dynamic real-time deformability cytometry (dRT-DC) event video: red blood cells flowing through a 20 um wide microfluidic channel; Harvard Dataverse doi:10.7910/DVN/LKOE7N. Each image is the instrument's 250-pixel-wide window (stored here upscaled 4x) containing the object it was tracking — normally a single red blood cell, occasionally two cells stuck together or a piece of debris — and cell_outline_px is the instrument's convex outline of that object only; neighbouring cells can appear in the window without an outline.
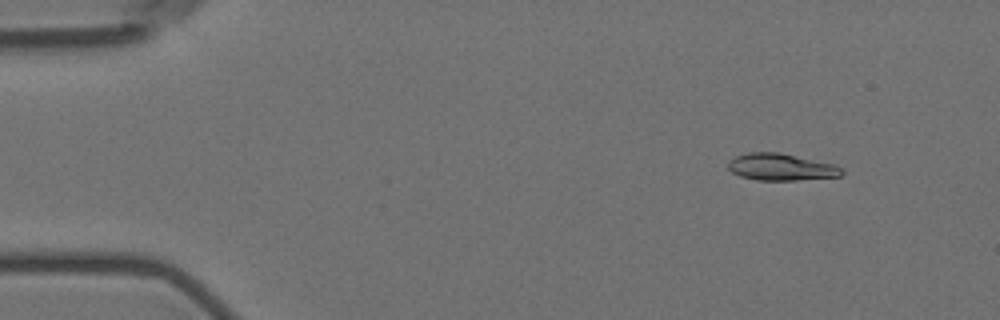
{"species": "Egyptian fruit bat (a non-hibernating species)", "species_latin": "Rousettus aegyptiacus", "temperature_condition": "room temperature", "stored_images_in_passage": 5, "camera_frame_rate_fps": 3000, "um_per_image_px": 0.085, "animal": {"sex": "female"}, "frame": {"image": 1, "passage_image": 1, "time_ms": 0.0, "image_size_px": [1000, 320], "cell_outline_px": [[844, 172], [840, 176], [796, 180], [756, 180], [740, 176], [732, 172], [728, 168], [728, 160], [736, 156], [748, 152], [780, 152], [836, 164]], "centroid_in_image_um": [66.38, 14.19], "position_along_channel_um": 18.6, "area_um2": 17.92}}